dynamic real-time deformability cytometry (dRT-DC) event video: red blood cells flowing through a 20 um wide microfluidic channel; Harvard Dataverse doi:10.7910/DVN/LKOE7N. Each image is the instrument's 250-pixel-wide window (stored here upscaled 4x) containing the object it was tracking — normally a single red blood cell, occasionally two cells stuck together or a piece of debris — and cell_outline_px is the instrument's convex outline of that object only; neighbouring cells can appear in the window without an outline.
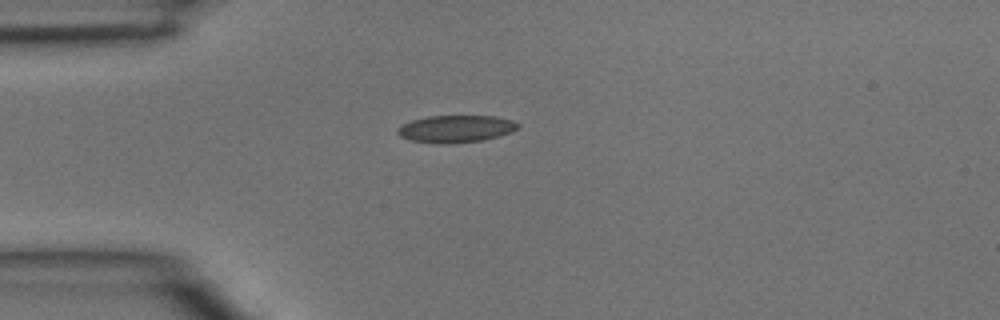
{"species": "common noctule bat (a hibernating species)", "species_latin": "Nyctalus noctula", "temperature_condition": "room temperature", "stored_images_in_passage": 1, "camera_frame_rate_fps": 3000, "um_per_image_px": 0.085, "animal": {"sex": "male", "body_mass_g": 15.6}, "frame": {"image": 1, "passage_image": 1, "time_ms": 0.0, "image_size_px": [1000, 320], "cell_outline_px": [[520, 128], [512, 132], [500, 136], [480, 140], [436, 144], [412, 140], [400, 136], [396, 132], [396, 128], [400, 124], [412, 120], [428, 116], [496, 116], [512, 120], [520, 124]], "centroid_in_image_um": [38.74, 10.94], "position_along_channel_um": 46.3, "area_um2": 19.13}}